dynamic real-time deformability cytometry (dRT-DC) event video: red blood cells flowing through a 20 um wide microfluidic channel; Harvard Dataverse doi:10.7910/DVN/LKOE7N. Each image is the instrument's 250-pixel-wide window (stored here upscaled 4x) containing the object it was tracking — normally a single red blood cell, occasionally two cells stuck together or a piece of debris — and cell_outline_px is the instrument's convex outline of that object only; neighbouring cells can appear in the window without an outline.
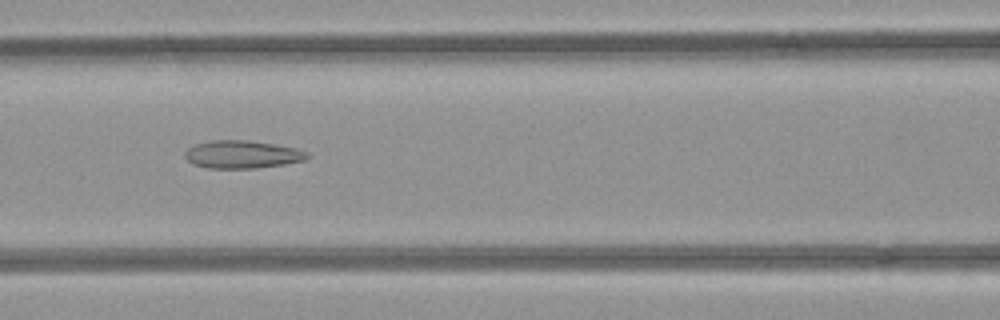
{"species": "common noctule bat (a hibernating species)", "species_latin": "Nyctalus noctula", "temperature_condition": "room temperature", "stored_images_in_passage": 39, "camera_frame_rate_fps": 3000, "um_per_image_px": 0.085, "animal": {"sex": "female", "body_mass_g": 21.9}, "frame": {"image": 1, "passage_image": 11, "time_ms": 3.333, "image_size_px": [1000, 320], "cell_outline_px": [[308, 156], [304, 160], [284, 164], [256, 168], [208, 168], [192, 164], [184, 156], [184, 152], [188, 148], [196, 144], [212, 140], [248, 140], [296, 148], [308, 152]], "centroid_in_image_um": [20.55, 13.13], "position_along_channel_um": 146.0, "area_um2": 19.71}}
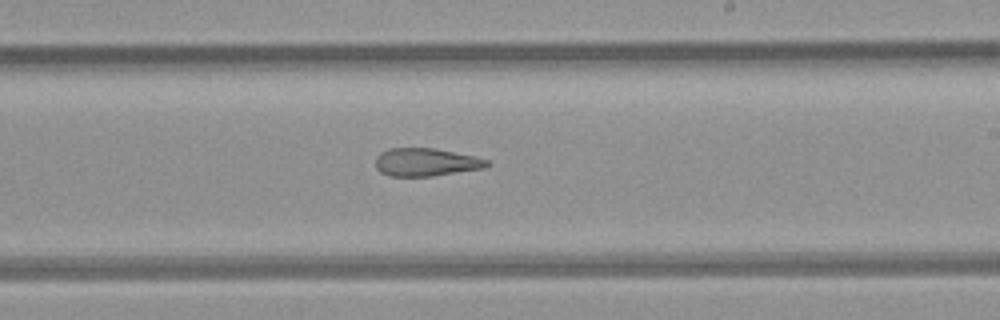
{"frame": {"image": 2, "passage_image": 19, "time_ms": 6.0, "image_size_px": [1000, 320], "cell_outline_px": [[492, 164], [484, 168], [432, 176], [388, 176], [380, 172], [376, 168], [376, 156], [380, 152], [388, 148], [436, 148], [476, 156], [488, 160]], "centroid_in_image_um": [36.21, 13.78], "position_along_channel_um": 252.8, "area_um2": 18.38}}
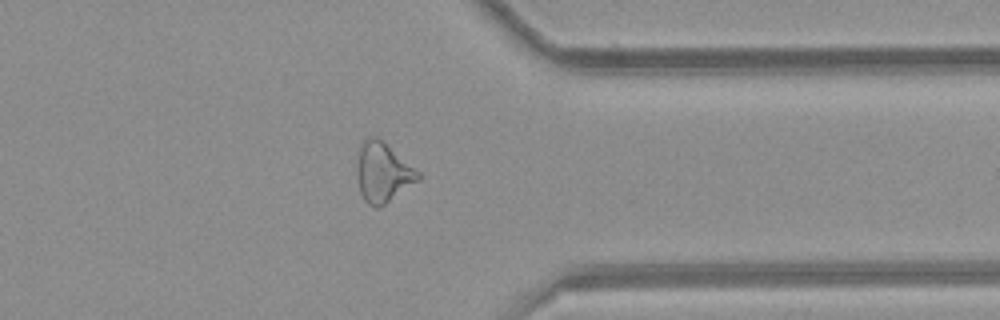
{"frame": {"image": 3, "passage_image": 29, "time_ms": 9.333, "image_size_px": [1000, 320], "cell_outline_px": [[420, 180], [380, 208], [376, 208], [368, 204], [364, 200], [360, 192], [356, 176], [356, 168], [360, 148], [364, 140], [368, 136], [376, 136], [420, 172]], "centroid_in_image_um": [32.53, 14.69], "position_along_channel_um": 378.9, "area_um2": 21.27}}